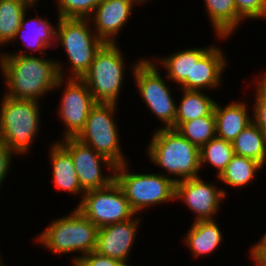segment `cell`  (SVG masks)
I'll return each instance as SVG.
<instances>
[{
    "label": "cell",
    "mask_w": 266,
    "mask_h": 266,
    "mask_svg": "<svg viewBox=\"0 0 266 266\" xmlns=\"http://www.w3.org/2000/svg\"><path fill=\"white\" fill-rule=\"evenodd\" d=\"M55 60L45 58V53L41 58L33 54L31 56L2 52L0 69L7 88L4 95L17 99L42 100V97L55 90L60 77H68V74L64 73V64Z\"/></svg>",
    "instance_id": "1"
},
{
    "label": "cell",
    "mask_w": 266,
    "mask_h": 266,
    "mask_svg": "<svg viewBox=\"0 0 266 266\" xmlns=\"http://www.w3.org/2000/svg\"><path fill=\"white\" fill-rule=\"evenodd\" d=\"M147 147L148 160L162 168L163 173L167 172L175 182L200 176V148L178 130L160 126L152 134Z\"/></svg>",
    "instance_id": "2"
},
{
    "label": "cell",
    "mask_w": 266,
    "mask_h": 266,
    "mask_svg": "<svg viewBox=\"0 0 266 266\" xmlns=\"http://www.w3.org/2000/svg\"><path fill=\"white\" fill-rule=\"evenodd\" d=\"M53 221L36 237L35 241L53 254H71L73 265L84 255L95 250L98 227L78 209Z\"/></svg>",
    "instance_id": "3"
},
{
    "label": "cell",
    "mask_w": 266,
    "mask_h": 266,
    "mask_svg": "<svg viewBox=\"0 0 266 266\" xmlns=\"http://www.w3.org/2000/svg\"><path fill=\"white\" fill-rule=\"evenodd\" d=\"M0 103V130L2 142L15 155H24L40 130V103L17 99L3 94Z\"/></svg>",
    "instance_id": "4"
},
{
    "label": "cell",
    "mask_w": 266,
    "mask_h": 266,
    "mask_svg": "<svg viewBox=\"0 0 266 266\" xmlns=\"http://www.w3.org/2000/svg\"><path fill=\"white\" fill-rule=\"evenodd\" d=\"M128 162L115 167V181L137 215L148 207L175 201L176 182L167 174L130 172Z\"/></svg>",
    "instance_id": "5"
},
{
    "label": "cell",
    "mask_w": 266,
    "mask_h": 266,
    "mask_svg": "<svg viewBox=\"0 0 266 266\" xmlns=\"http://www.w3.org/2000/svg\"><path fill=\"white\" fill-rule=\"evenodd\" d=\"M56 23V43L68 56V78L81 79L89 70L96 52L104 42L96 35L89 18H59Z\"/></svg>",
    "instance_id": "6"
},
{
    "label": "cell",
    "mask_w": 266,
    "mask_h": 266,
    "mask_svg": "<svg viewBox=\"0 0 266 266\" xmlns=\"http://www.w3.org/2000/svg\"><path fill=\"white\" fill-rule=\"evenodd\" d=\"M117 46V43H104L96 52L88 72L81 78L96 102H119L126 61Z\"/></svg>",
    "instance_id": "7"
},
{
    "label": "cell",
    "mask_w": 266,
    "mask_h": 266,
    "mask_svg": "<svg viewBox=\"0 0 266 266\" xmlns=\"http://www.w3.org/2000/svg\"><path fill=\"white\" fill-rule=\"evenodd\" d=\"M117 105L97 102L90 110L84 129L76 137L116 166L128 162L120 147L119 129L113 115Z\"/></svg>",
    "instance_id": "8"
},
{
    "label": "cell",
    "mask_w": 266,
    "mask_h": 266,
    "mask_svg": "<svg viewBox=\"0 0 266 266\" xmlns=\"http://www.w3.org/2000/svg\"><path fill=\"white\" fill-rule=\"evenodd\" d=\"M131 73L137 92L141 95L149 110L162 123V128H171L176 118V101L172 91L160 74L158 65L149 59H140L133 63Z\"/></svg>",
    "instance_id": "9"
},
{
    "label": "cell",
    "mask_w": 266,
    "mask_h": 266,
    "mask_svg": "<svg viewBox=\"0 0 266 266\" xmlns=\"http://www.w3.org/2000/svg\"><path fill=\"white\" fill-rule=\"evenodd\" d=\"M76 209L98 228L126 221L135 215L115 180L105 188L85 192Z\"/></svg>",
    "instance_id": "10"
},
{
    "label": "cell",
    "mask_w": 266,
    "mask_h": 266,
    "mask_svg": "<svg viewBox=\"0 0 266 266\" xmlns=\"http://www.w3.org/2000/svg\"><path fill=\"white\" fill-rule=\"evenodd\" d=\"M57 142L71 155L80 186L84 192L105 188L115 180L116 165L90 146L76 137L58 139ZM102 167L109 172L108 176L103 173Z\"/></svg>",
    "instance_id": "11"
},
{
    "label": "cell",
    "mask_w": 266,
    "mask_h": 266,
    "mask_svg": "<svg viewBox=\"0 0 266 266\" xmlns=\"http://www.w3.org/2000/svg\"><path fill=\"white\" fill-rule=\"evenodd\" d=\"M62 85L64 89L58 104L59 118L66 127L62 139L77 137L85 127L91 108L97 102L82 79L60 77L54 89L58 90Z\"/></svg>",
    "instance_id": "12"
},
{
    "label": "cell",
    "mask_w": 266,
    "mask_h": 266,
    "mask_svg": "<svg viewBox=\"0 0 266 266\" xmlns=\"http://www.w3.org/2000/svg\"><path fill=\"white\" fill-rule=\"evenodd\" d=\"M226 190L215 183L205 182L201 176L176 182L175 202L180 200L196 214L194 221L213 220L226 198Z\"/></svg>",
    "instance_id": "13"
},
{
    "label": "cell",
    "mask_w": 266,
    "mask_h": 266,
    "mask_svg": "<svg viewBox=\"0 0 266 266\" xmlns=\"http://www.w3.org/2000/svg\"><path fill=\"white\" fill-rule=\"evenodd\" d=\"M139 226L140 217L135 214L126 221L98 228L94 251L121 262H129Z\"/></svg>",
    "instance_id": "14"
},
{
    "label": "cell",
    "mask_w": 266,
    "mask_h": 266,
    "mask_svg": "<svg viewBox=\"0 0 266 266\" xmlns=\"http://www.w3.org/2000/svg\"><path fill=\"white\" fill-rule=\"evenodd\" d=\"M134 4L132 0H101L98 3L89 20L104 43H117L116 38L129 21Z\"/></svg>",
    "instance_id": "15"
},
{
    "label": "cell",
    "mask_w": 266,
    "mask_h": 266,
    "mask_svg": "<svg viewBox=\"0 0 266 266\" xmlns=\"http://www.w3.org/2000/svg\"><path fill=\"white\" fill-rule=\"evenodd\" d=\"M225 57L224 51L216 45L193 48L192 90L218 88L227 68Z\"/></svg>",
    "instance_id": "16"
},
{
    "label": "cell",
    "mask_w": 266,
    "mask_h": 266,
    "mask_svg": "<svg viewBox=\"0 0 266 266\" xmlns=\"http://www.w3.org/2000/svg\"><path fill=\"white\" fill-rule=\"evenodd\" d=\"M28 11L24 14L21 20L20 28L17 30L13 41L22 39V44L28 49L19 50L17 55H31L30 51L39 52L41 55L46 49L51 48L56 43V30L57 27L53 26L47 18L42 17H27ZM55 42V43H54Z\"/></svg>",
    "instance_id": "17"
},
{
    "label": "cell",
    "mask_w": 266,
    "mask_h": 266,
    "mask_svg": "<svg viewBox=\"0 0 266 266\" xmlns=\"http://www.w3.org/2000/svg\"><path fill=\"white\" fill-rule=\"evenodd\" d=\"M246 101H235L225 106L218 102L214 106L216 137L232 142L244 130L253 118L249 114Z\"/></svg>",
    "instance_id": "18"
},
{
    "label": "cell",
    "mask_w": 266,
    "mask_h": 266,
    "mask_svg": "<svg viewBox=\"0 0 266 266\" xmlns=\"http://www.w3.org/2000/svg\"><path fill=\"white\" fill-rule=\"evenodd\" d=\"M223 233L215 219L194 221L183 239L195 258L212 255L223 242Z\"/></svg>",
    "instance_id": "19"
},
{
    "label": "cell",
    "mask_w": 266,
    "mask_h": 266,
    "mask_svg": "<svg viewBox=\"0 0 266 266\" xmlns=\"http://www.w3.org/2000/svg\"><path fill=\"white\" fill-rule=\"evenodd\" d=\"M50 146L49 159L51 161L50 168H52L50 173L53 175L55 187L60 191L68 192V194H81V201L85 192L80 186L71 155L57 141Z\"/></svg>",
    "instance_id": "20"
},
{
    "label": "cell",
    "mask_w": 266,
    "mask_h": 266,
    "mask_svg": "<svg viewBox=\"0 0 266 266\" xmlns=\"http://www.w3.org/2000/svg\"><path fill=\"white\" fill-rule=\"evenodd\" d=\"M204 3L217 38L227 40L244 21L237 13L234 0H204Z\"/></svg>",
    "instance_id": "21"
},
{
    "label": "cell",
    "mask_w": 266,
    "mask_h": 266,
    "mask_svg": "<svg viewBox=\"0 0 266 266\" xmlns=\"http://www.w3.org/2000/svg\"><path fill=\"white\" fill-rule=\"evenodd\" d=\"M182 99L176 105V118L172 129H178L184 122L208 116L213 110L216 101L203 91L179 89Z\"/></svg>",
    "instance_id": "22"
},
{
    "label": "cell",
    "mask_w": 266,
    "mask_h": 266,
    "mask_svg": "<svg viewBox=\"0 0 266 266\" xmlns=\"http://www.w3.org/2000/svg\"><path fill=\"white\" fill-rule=\"evenodd\" d=\"M155 60L153 59L155 64L159 62V67L166 69V77L171 82L177 83L178 89L192 90L193 48L179 50Z\"/></svg>",
    "instance_id": "23"
},
{
    "label": "cell",
    "mask_w": 266,
    "mask_h": 266,
    "mask_svg": "<svg viewBox=\"0 0 266 266\" xmlns=\"http://www.w3.org/2000/svg\"><path fill=\"white\" fill-rule=\"evenodd\" d=\"M234 154L266 163V134L251 122L232 141Z\"/></svg>",
    "instance_id": "24"
},
{
    "label": "cell",
    "mask_w": 266,
    "mask_h": 266,
    "mask_svg": "<svg viewBox=\"0 0 266 266\" xmlns=\"http://www.w3.org/2000/svg\"><path fill=\"white\" fill-rule=\"evenodd\" d=\"M32 8L26 0H0V46L13 43L22 17Z\"/></svg>",
    "instance_id": "25"
},
{
    "label": "cell",
    "mask_w": 266,
    "mask_h": 266,
    "mask_svg": "<svg viewBox=\"0 0 266 266\" xmlns=\"http://www.w3.org/2000/svg\"><path fill=\"white\" fill-rule=\"evenodd\" d=\"M263 165L256 160L234 154L223 172L217 177L225 185L243 188L249 185Z\"/></svg>",
    "instance_id": "26"
},
{
    "label": "cell",
    "mask_w": 266,
    "mask_h": 266,
    "mask_svg": "<svg viewBox=\"0 0 266 266\" xmlns=\"http://www.w3.org/2000/svg\"><path fill=\"white\" fill-rule=\"evenodd\" d=\"M234 155L232 142L215 137L200 148V169L204 165H212L218 177ZM207 163V164H206Z\"/></svg>",
    "instance_id": "27"
},
{
    "label": "cell",
    "mask_w": 266,
    "mask_h": 266,
    "mask_svg": "<svg viewBox=\"0 0 266 266\" xmlns=\"http://www.w3.org/2000/svg\"><path fill=\"white\" fill-rule=\"evenodd\" d=\"M177 130L192 144L201 148L216 137L214 112L212 111L208 116L184 122Z\"/></svg>",
    "instance_id": "28"
},
{
    "label": "cell",
    "mask_w": 266,
    "mask_h": 266,
    "mask_svg": "<svg viewBox=\"0 0 266 266\" xmlns=\"http://www.w3.org/2000/svg\"><path fill=\"white\" fill-rule=\"evenodd\" d=\"M59 18H89L101 0H54Z\"/></svg>",
    "instance_id": "29"
},
{
    "label": "cell",
    "mask_w": 266,
    "mask_h": 266,
    "mask_svg": "<svg viewBox=\"0 0 266 266\" xmlns=\"http://www.w3.org/2000/svg\"><path fill=\"white\" fill-rule=\"evenodd\" d=\"M256 81L252 118L253 122L266 134V74L258 77Z\"/></svg>",
    "instance_id": "30"
},
{
    "label": "cell",
    "mask_w": 266,
    "mask_h": 266,
    "mask_svg": "<svg viewBox=\"0 0 266 266\" xmlns=\"http://www.w3.org/2000/svg\"><path fill=\"white\" fill-rule=\"evenodd\" d=\"M237 13L245 19L266 18V0H234Z\"/></svg>",
    "instance_id": "31"
},
{
    "label": "cell",
    "mask_w": 266,
    "mask_h": 266,
    "mask_svg": "<svg viewBox=\"0 0 266 266\" xmlns=\"http://www.w3.org/2000/svg\"><path fill=\"white\" fill-rule=\"evenodd\" d=\"M121 261L92 251L82 256L73 266H118Z\"/></svg>",
    "instance_id": "32"
},
{
    "label": "cell",
    "mask_w": 266,
    "mask_h": 266,
    "mask_svg": "<svg viewBox=\"0 0 266 266\" xmlns=\"http://www.w3.org/2000/svg\"><path fill=\"white\" fill-rule=\"evenodd\" d=\"M13 155L15 154L7 146L4 144L0 146V187L3 186V182L10 171Z\"/></svg>",
    "instance_id": "33"
},
{
    "label": "cell",
    "mask_w": 266,
    "mask_h": 266,
    "mask_svg": "<svg viewBox=\"0 0 266 266\" xmlns=\"http://www.w3.org/2000/svg\"><path fill=\"white\" fill-rule=\"evenodd\" d=\"M253 248L266 260V233L253 245Z\"/></svg>",
    "instance_id": "34"
},
{
    "label": "cell",
    "mask_w": 266,
    "mask_h": 266,
    "mask_svg": "<svg viewBox=\"0 0 266 266\" xmlns=\"http://www.w3.org/2000/svg\"><path fill=\"white\" fill-rule=\"evenodd\" d=\"M249 251L250 258L254 261L255 266H266V260L253 247Z\"/></svg>",
    "instance_id": "35"
},
{
    "label": "cell",
    "mask_w": 266,
    "mask_h": 266,
    "mask_svg": "<svg viewBox=\"0 0 266 266\" xmlns=\"http://www.w3.org/2000/svg\"><path fill=\"white\" fill-rule=\"evenodd\" d=\"M132 1L135 3L136 6L137 5L140 6L141 3H146L148 0H132Z\"/></svg>",
    "instance_id": "36"
},
{
    "label": "cell",
    "mask_w": 266,
    "mask_h": 266,
    "mask_svg": "<svg viewBox=\"0 0 266 266\" xmlns=\"http://www.w3.org/2000/svg\"><path fill=\"white\" fill-rule=\"evenodd\" d=\"M26 1H28L32 6H36L39 0H26Z\"/></svg>",
    "instance_id": "37"
},
{
    "label": "cell",
    "mask_w": 266,
    "mask_h": 266,
    "mask_svg": "<svg viewBox=\"0 0 266 266\" xmlns=\"http://www.w3.org/2000/svg\"><path fill=\"white\" fill-rule=\"evenodd\" d=\"M118 266H132L127 262H121Z\"/></svg>",
    "instance_id": "38"
},
{
    "label": "cell",
    "mask_w": 266,
    "mask_h": 266,
    "mask_svg": "<svg viewBox=\"0 0 266 266\" xmlns=\"http://www.w3.org/2000/svg\"><path fill=\"white\" fill-rule=\"evenodd\" d=\"M3 145V142H2V136H1V130H0V146Z\"/></svg>",
    "instance_id": "39"
},
{
    "label": "cell",
    "mask_w": 266,
    "mask_h": 266,
    "mask_svg": "<svg viewBox=\"0 0 266 266\" xmlns=\"http://www.w3.org/2000/svg\"><path fill=\"white\" fill-rule=\"evenodd\" d=\"M2 257H0V266H4L5 264H3V260L1 259Z\"/></svg>",
    "instance_id": "40"
}]
</instances>
